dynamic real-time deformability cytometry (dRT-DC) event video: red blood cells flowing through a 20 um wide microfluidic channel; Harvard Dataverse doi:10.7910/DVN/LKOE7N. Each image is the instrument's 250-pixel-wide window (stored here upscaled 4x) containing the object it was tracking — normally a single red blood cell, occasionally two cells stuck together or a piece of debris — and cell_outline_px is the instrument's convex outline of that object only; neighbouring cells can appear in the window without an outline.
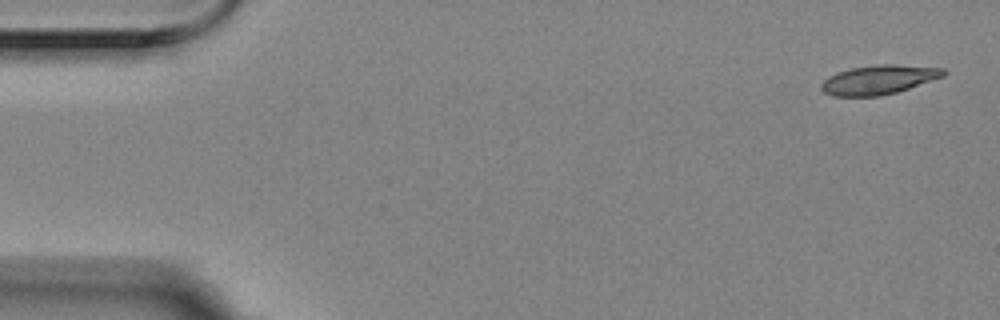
{"species": "Egyptian fruit bat (a non-hibernating species)", "species_latin": "Rousettus aegyptiacus", "temperature_condition": "room temperature", "stored_images_in_passage": 5, "camera_frame_rate_fps": 3000, "um_per_image_px": 0.085, "animal": {"sex": "female"}, "frame": {"image": 1, "passage_image": 1, "time_ms": 0.0, "image_size_px": [1000, 320], "cell_outline_px": [[948, 72], [944, 76], [896, 92], [880, 96], [832, 96], [824, 92], [820, 88], [820, 84], [828, 76], [836, 72], [852, 68], [880, 64], [892, 64], [944, 68]], "centroid_in_image_um": [74.67, 6.77], "position_along_channel_um": 10.3, "area_um2": 20.75}}